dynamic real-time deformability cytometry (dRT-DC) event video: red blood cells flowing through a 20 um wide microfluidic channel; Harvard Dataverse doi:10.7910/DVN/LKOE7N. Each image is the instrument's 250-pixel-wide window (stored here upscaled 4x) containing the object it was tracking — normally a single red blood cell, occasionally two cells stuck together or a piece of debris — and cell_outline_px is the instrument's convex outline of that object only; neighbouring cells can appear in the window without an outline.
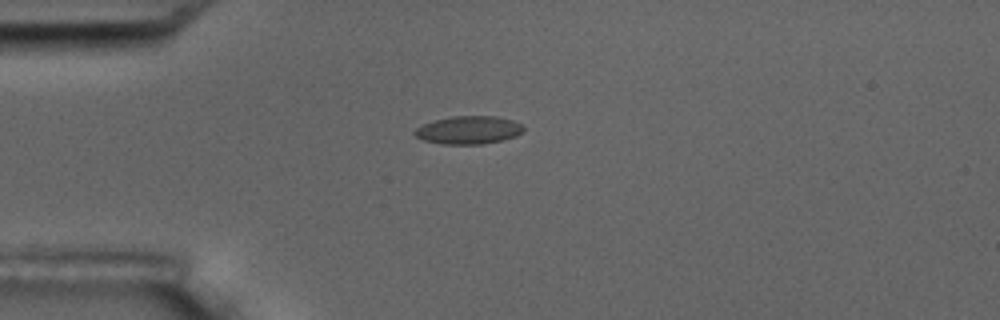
{"species": "common noctule bat (a hibernating species)", "species_latin": "Nyctalus noctula", "temperature_condition": "room temperature", "stored_images_in_passage": 2, "camera_frame_rate_fps": 3000, "um_per_image_px": 0.085, "animal": {"sex": "male", "body_mass_g": 17.5, "forearm_length_mm": 52.3}, "frame": {"image": 1, "passage_image": 1, "time_ms": 0.0, "image_size_px": [1000, 320], "cell_outline_px": [[524, 128], [516, 136], [484, 144], [440, 144], [424, 140], [416, 136], [412, 132], [416, 128], [424, 124], [436, 120], [452, 116], [496, 116], [512, 120], [520, 124]], "centroid_in_image_um": [39.8, 11.05], "position_along_channel_um": 45.2, "area_um2": 17.57}}